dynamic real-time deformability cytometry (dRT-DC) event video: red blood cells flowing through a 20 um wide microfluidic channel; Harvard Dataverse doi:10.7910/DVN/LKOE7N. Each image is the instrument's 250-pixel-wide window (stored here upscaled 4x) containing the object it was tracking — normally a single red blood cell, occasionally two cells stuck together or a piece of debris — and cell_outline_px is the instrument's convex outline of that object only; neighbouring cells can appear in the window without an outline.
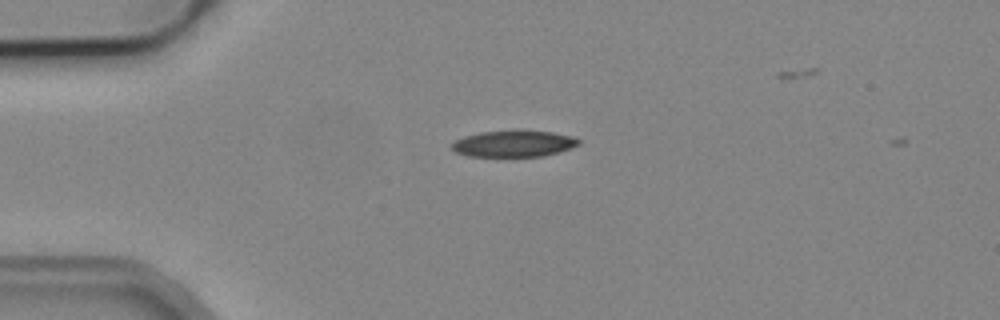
{"species": "common noctule bat (a hibernating species)", "species_latin": "Nyctalus noctula", "temperature_condition": "cold", "stored_images_in_passage": 2, "camera_frame_rate_fps": 3000, "um_per_image_px": 0.085, "animal": {"sex": "male", "body_mass_g": 19.2, "forearm_length_mm": 51.8}, "frame": {"image": 1, "passage_image": 2, "time_ms": 4.333, "image_size_px": [1000, 320], "cell_outline_px": [[580, 144], [572, 148], [544, 156], [468, 156], [456, 152], [448, 144], [464, 136], [480, 132], [520, 128], [552, 132], [572, 136], [580, 140]], "centroid_in_image_um": [43.67, 12.18], "position_along_channel_um": 41.3, "area_um2": 20.11}}